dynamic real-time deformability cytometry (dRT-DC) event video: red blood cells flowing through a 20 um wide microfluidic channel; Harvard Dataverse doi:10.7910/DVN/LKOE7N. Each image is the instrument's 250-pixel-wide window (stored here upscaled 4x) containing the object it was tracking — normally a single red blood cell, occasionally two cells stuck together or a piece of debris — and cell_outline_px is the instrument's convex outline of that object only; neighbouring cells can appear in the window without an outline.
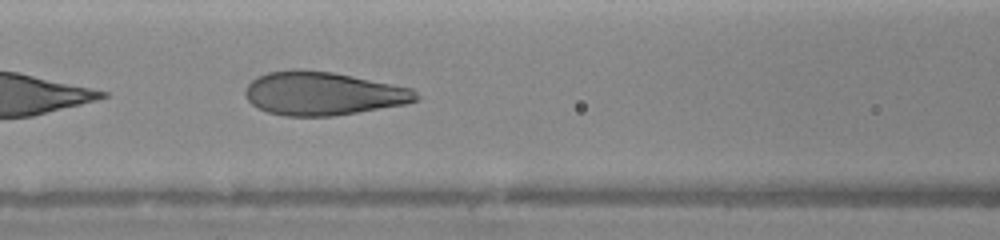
{"species": "human", "species_latin": "Homo sapiens", "temperature_condition": "warm", "stored_images_in_passage": 38, "camera_frame_rate_fps": 3000, "um_per_image_px": 0.085, "donor": {"sex": "female"}, "frame": {"image": 1, "passage_image": 12, "time_ms": 6.0, "image_size_px": [1000, 240], "cell_outline_px": [[420, 100], [404, 104], [332, 116], [284, 116], [268, 112], [256, 108], [244, 96], [244, 92], [248, 84], [252, 80], [268, 72], [292, 68], [296, 68], [332, 72], [412, 88], [420, 96]], "centroid_in_image_um": [27.42, 7.94], "position_along_channel_um": 139.2, "area_um2": 43.23}}
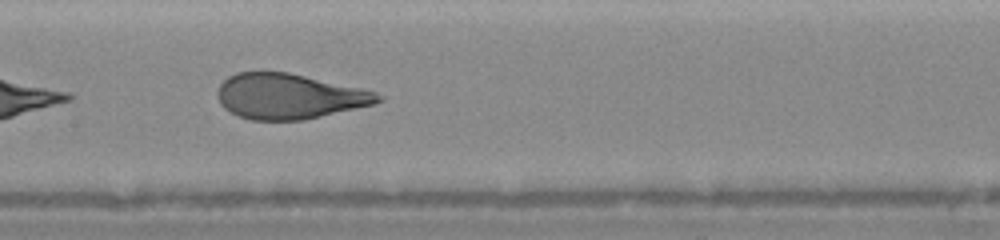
{"frame": {"image": 2, "passage_image": 15, "time_ms": 7.0, "image_size_px": [1000, 240], "cell_outline_px": [[384, 100], [372, 104], [304, 120], [252, 120], [236, 116], [224, 108], [220, 104], [216, 96], [216, 92], [220, 84], [228, 76], [236, 72], [288, 72], [360, 88], [376, 92], [384, 96]], "centroid_in_image_um": [24.52, 8.19], "position_along_channel_um": 182.9, "area_um2": 42.31}}
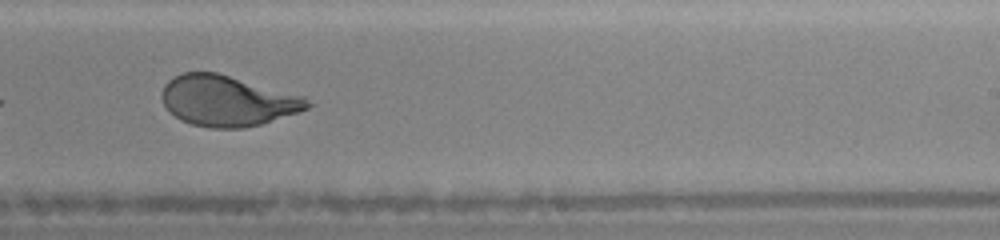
{"frame": {"image": 3, "passage_image": 21, "time_ms": 9.0, "image_size_px": [1000, 240], "cell_outline_px": [[316, 104], [300, 112], [260, 124], [244, 128], [212, 128], [192, 124], [180, 120], [164, 104], [160, 96], [164, 84], [168, 80], [180, 72], [216, 72], [304, 96]], "centroid_in_image_um": [19.35, 8.56], "position_along_channel_um": 269.7, "area_um2": 43.0}}